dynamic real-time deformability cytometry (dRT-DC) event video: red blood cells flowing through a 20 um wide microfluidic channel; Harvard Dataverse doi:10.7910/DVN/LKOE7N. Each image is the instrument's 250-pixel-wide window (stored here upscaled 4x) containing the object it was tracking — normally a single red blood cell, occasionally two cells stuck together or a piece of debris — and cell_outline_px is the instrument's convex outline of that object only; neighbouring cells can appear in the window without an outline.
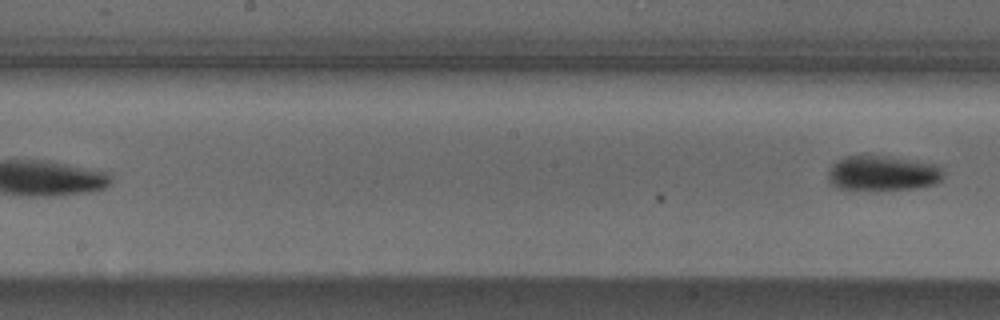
{"species": "Egyptian fruit bat (a non-hibernating species)", "species_latin": "Rousettus aegyptiacus", "temperature_condition": "cold", "stored_images_in_passage": 7, "segment_of_instrument_passage": [2, 2], "camera_frame_rate_fps": 3000, "um_per_image_px": 0.085, "animal": {"sex": "male"}, "frame": {"image": 1, "passage_image": 7, "time_ms": 2.0, "image_size_px": [1000, 320], "cell_outline_px": [[944, 176], [936, 184], [916, 188], [876, 192], [840, 188], [832, 184], [828, 180], [828, 168], [836, 160], [844, 156], [880, 156], [940, 164], [944, 172]], "centroid_in_image_um": [75.03, 14.76], "position_along_channel_um": 173.2, "area_um2": 24.22}}